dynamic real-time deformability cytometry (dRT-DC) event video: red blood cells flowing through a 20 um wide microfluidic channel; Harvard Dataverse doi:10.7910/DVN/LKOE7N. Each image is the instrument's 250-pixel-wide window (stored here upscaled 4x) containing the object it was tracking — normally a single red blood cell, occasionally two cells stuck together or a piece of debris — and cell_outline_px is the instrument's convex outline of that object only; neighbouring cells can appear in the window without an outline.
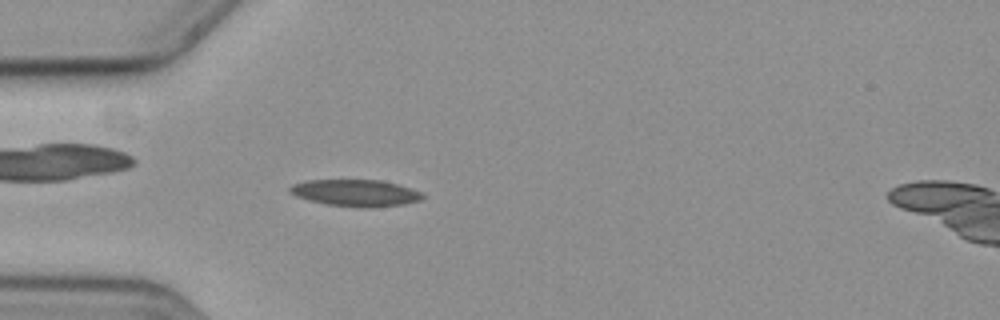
{"species": "common noctule bat (a hibernating species)", "species_latin": "Nyctalus noctula", "temperature_condition": "cold", "stored_images_in_passage": 46, "camera_frame_rate_fps": 3000, "um_per_image_px": 0.085, "animal": {"sex": "female", "body_mass_g": 19.3, "forearm_length_mm": 54.1}, "frame": {"image": 1, "passage_image": 5, "time_ms": 1.333, "image_size_px": [1000, 320], "cell_outline_px": [[424, 196], [420, 200], [404, 204], [372, 208], [364, 208], [324, 204], [308, 200], [296, 196], [288, 192], [288, 188], [292, 184], [308, 180], [380, 180], [412, 188], [420, 192]], "centroid_in_image_um": [30.19, 16.4], "position_along_channel_um": 54.8, "area_um2": 20.81}}
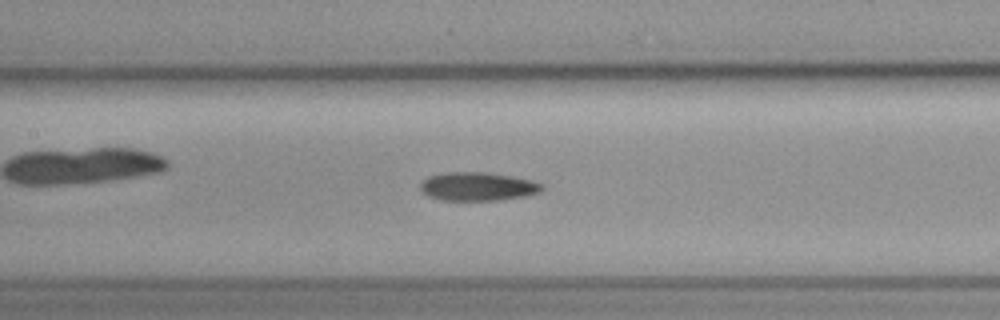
{"frame": {"image": 2, "passage_image": 15, "time_ms": 4.667, "image_size_px": [1000, 320], "cell_outline_px": [[544, 188], [540, 192], [524, 196], [496, 200], [440, 200], [428, 196], [420, 188], [420, 184], [428, 176], [448, 172], [488, 172], [512, 176], [532, 180], [544, 184]], "centroid_in_image_um": [40.63, 15.84], "position_along_channel_um": 166.8, "area_um2": 20.23}}
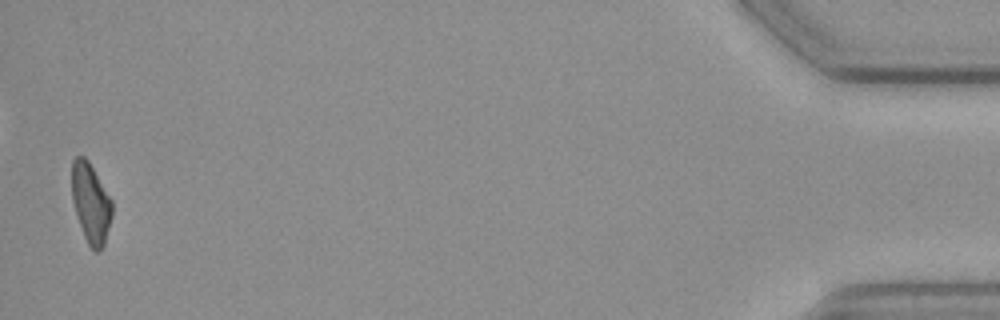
{"frame": {"image": 3, "passage_image": 45, "time_ms": 14.667, "image_size_px": [1000, 320], "cell_outline_px": [[112, 216], [104, 244], [100, 252], [92, 252], [84, 236], [72, 200], [72, 160], [76, 156], [84, 156], [88, 160], [112, 200]], "centroid_in_image_um": [7.72, 17.28], "position_along_channel_um": 427.5, "area_um2": 18.67}}